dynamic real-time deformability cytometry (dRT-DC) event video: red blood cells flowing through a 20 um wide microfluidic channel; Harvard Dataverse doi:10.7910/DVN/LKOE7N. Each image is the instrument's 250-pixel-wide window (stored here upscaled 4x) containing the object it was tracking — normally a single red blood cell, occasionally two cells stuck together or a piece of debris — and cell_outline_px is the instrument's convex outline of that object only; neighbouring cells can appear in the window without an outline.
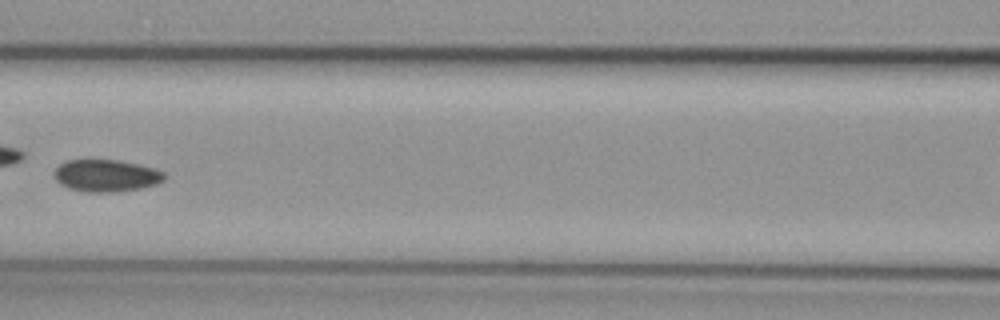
{"species": "common noctule bat (a hibernating species)", "species_latin": "Nyctalus noctula", "temperature_condition": "cold", "stored_images_in_passage": 9, "segment_of_instrument_passage": [1, 2], "camera_frame_rate_fps": 3000, "um_per_image_px": 0.085, "animal": {"sex": "female", "body_mass_g": 29.2, "forearm_length_mm": 56.3}, "frame": {"image": 1, "passage_image": 8, "time_ms": 8.333, "image_size_px": [1000, 320], "cell_outline_px": [[168, 176], [164, 180], [156, 184], [144, 188], [116, 192], [84, 192], [68, 188], [60, 184], [56, 180], [52, 172], [60, 164], [68, 160], [116, 160], [136, 164], [152, 168], [164, 172]], "centroid_in_image_um": [9.02, 14.94], "position_along_channel_um": 157.6, "area_um2": 20.75}}